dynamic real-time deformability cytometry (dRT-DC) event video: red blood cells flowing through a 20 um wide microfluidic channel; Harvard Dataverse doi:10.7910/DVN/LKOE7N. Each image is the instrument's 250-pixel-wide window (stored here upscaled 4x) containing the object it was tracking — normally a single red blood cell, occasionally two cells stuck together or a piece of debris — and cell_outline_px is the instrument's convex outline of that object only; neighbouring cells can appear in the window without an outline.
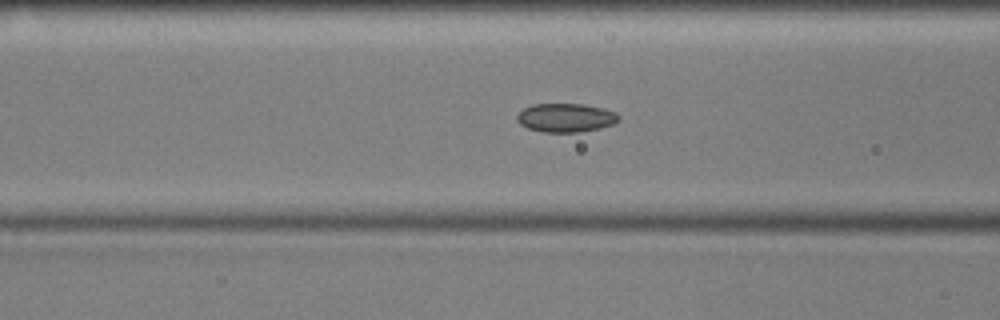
{"species": "common noctule bat (a hibernating species)", "species_latin": "Nyctalus noctula", "temperature_condition": "cold", "stored_images_in_passage": 56, "camera_frame_rate_fps": 3000, "um_per_image_px": 0.085, "animal": {"sex": "male", "body_mass_g": 17.9, "forearm_length_mm": 54.2}, "frame": {"image": 1, "passage_image": 21, "time_ms": 6.667, "image_size_px": [1000, 320], "cell_outline_px": [[620, 120], [612, 124], [600, 128], [580, 132], [544, 132], [528, 128], [520, 124], [516, 120], [516, 116], [524, 108], [532, 104], [584, 104], [604, 108], [616, 112], [620, 116]], "centroid_in_image_um": [48.1, 10.0], "position_along_channel_um": 118.5, "area_um2": 17.11}}
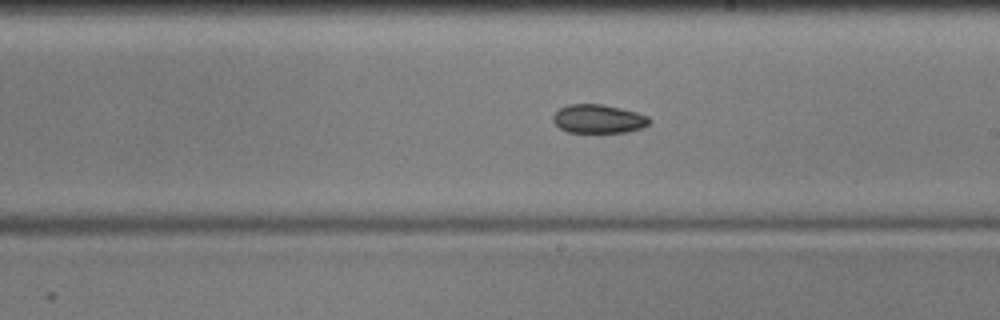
{"frame": {"image": 2, "passage_image": 31, "time_ms": 10.0, "image_size_px": [1000, 320], "cell_outline_px": [[652, 120], [648, 124], [640, 128], [628, 132], [568, 132], [560, 128], [552, 120], [552, 116], [560, 108], [568, 104], [604, 104], [636, 112], [648, 116]], "centroid_in_image_um": [50.86, 10.1], "position_along_channel_um": 238.1, "area_um2": 16.07}}
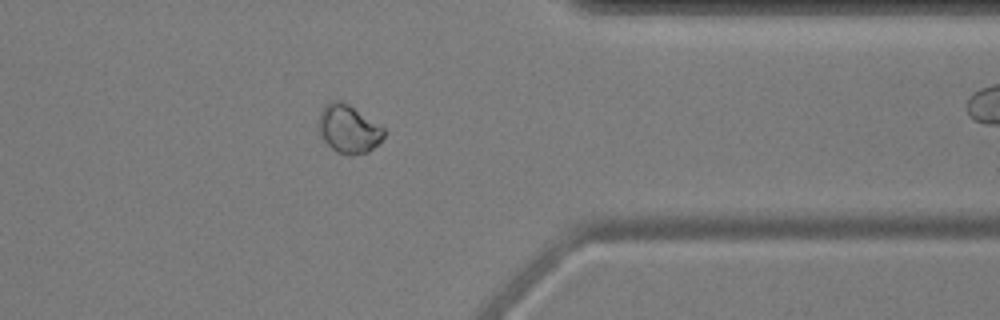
{"frame": {"image": 3, "passage_image": 44, "time_ms": 14.333, "image_size_px": [1000, 320], "cell_outline_px": [[384, 136], [368, 152], [352, 156], [336, 152], [320, 136], [316, 124], [316, 120], [324, 104], [328, 100], [340, 100], [348, 104], [384, 128]], "centroid_in_image_um": [29.55, 10.95], "position_along_channel_um": 381.9, "area_um2": 18.5}}